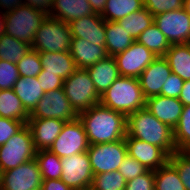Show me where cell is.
<instances>
[{
    "instance_id": "cell-51",
    "label": "cell",
    "mask_w": 190,
    "mask_h": 190,
    "mask_svg": "<svg viewBox=\"0 0 190 190\" xmlns=\"http://www.w3.org/2000/svg\"><path fill=\"white\" fill-rule=\"evenodd\" d=\"M183 9L190 15V0H183Z\"/></svg>"
},
{
    "instance_id": "cell-28",
    "label": "cell",
    "mask_w": 190,
    "mask_h": 190,
    "mask_svg": "<svg viewBox=\"0 0 190 190\" xmlns=\"http://www.w3.org/2000/svg\"><path fill=\"white\" fill-rule=\"evenodd\" d=\"M142 8L143 0H107L100 15L105 21H118Z\"/></svg>"
},
{
    "instance_id": "cell-48",
    "label": "cell",
    "mask_w": 190,
    "mask_h": 190,
    "mask_svg": "<svg viewBox=\"0 0 190 190\" xmlns=\"http://www.w3.org/2000/svg\"><path fill=\"white\" fill-rule=\"evenodd\" d=\"M179 101L183 106L190 105V80L184 81L182 91L180 92Z\"/></svg>"
},
{
    "instance_id": "cell-12",
    "label": "cell",
    "mask_w": 190,
    "mask_h": 190,
    "mask_svg": "<svg viewBox=\"0 0 190 190\" xmlns=\"http://www.w3.org/2000/svg\"><path fill=\"white\" fill-rule=\"evenodd\" d=\"M1 190H40L42 177L36 159L1 172Z\"/></svg>"
},
{
    "instance_id": "cell-21",
    "label": "cell",
    "mask_w": 190,
    "mask_h": 190,
    "mask_svg": "<svg viewBox=\"0 0 190 190\" xmlns=\"http://www.w3.org/2000/svg\"><path fill=\"white\" fill-rule=\"evenodd\" d=\"M86 69L99 96L120 76L114 56H107Z\"/></svg>"
},
{
    "instance_id": "cell-25",
    "label": "cell",
    "mask_w": 190,
    "mask_h": 190,
    "mask_svg": "<svg viewBox=\"0 0 190 190\" xmlns=\"http://www.w3.org/2000/svg\"><path fill=\"white\" fill-rule=\"evenodd\" d=\"M164 58L173 74L184 81L190 80V43L171 44Z\"/></svg>"
},
{
    "instance_id": "cell-32",
    "label": "cell",
    "mask_w": 190,
    "mask_h": 190,
    "mask_svg": "<svg viewBox=\"0 0 190 190\" xmlns=\"http://www.w3.org/2000/svg\"><path fill=\"white\" fill-rule=\"evenodd\" d=\"M155 190H186L176 168L168 161L154 171Z\"/></svg>"
},
{
    "instance_id": "cell-7",
    "label": "cell",
    "mask_w": 190,
    "mask_h": 190,
    "mask_svg": "<svg viewBox=\"0 0 190 190\" xmlns=\"http://www.w3.org/2000/svg\"><path fill=\"white\" fill-rule=\"evenodd\" d=\"M36 152L31 131L25 124L4 145L0 146V172L16 168L34 159Z\"/></svg>"
},
{
    "instance_id": "cell-42",
    "label": "cell",
    "mask_w": 190,
    "mask_h": 190,
    "mask_svg": "<svg viewBox=\"0 0 190 190\" xmlns=\"http://www.w3.org/2000/svg\"><path fill=\"white\" fill-rule=\"evenodd\" d=\"M24 125L21 121L0 117V146L4 145Z\"/></svg>"
},
{
    "instance_id": "cell-36",
    "label": "cell",
    "mask_w": 190,
    "mask_h": 190,
    "mask_svg": "<svg viewBox=\"0 0 190 190\" xmlns=\"http://www.w3.org/2000/svg\"><path fill=\"white\" fill-rule=\"evenodd\" d=\"M16 65L22 77H37L43 69L39 52L32 49Z\"/></svg>"
},
{
    "instance_id": "cell-24",
    "label": "cell",
    "mask_w": 190,
    "mask_h": 190,
    "mask_svg": "<svg viewBox=\"0 0 190 190\" xmlns=\"http://www.w3.org/2000/svg\"><path fill=\"white\" fill-rule=\"evenodd\" d=\"M14 93L21 100L25 110L30 114L44 96L37 77H22L13 86Z\"/></svg>"
},
{
    "instance_id": "cell-13",
    "label": "cell",
    "mask_w": 190,
    "mask_h": 190,
    "mask_svg": "<svg viewBox=\"0 0 190 190\" xmlns=\"http://www.w3.org/2000/svg\"><path fill=\"white\" fill-rule=\"evenodd\" d=\"M154 23L170 44L190 43V15L183 8L154 16Z\"/></svg>"
},
{
    "instance_id": "cell-47",
    "label": "cell",
    "mask_w": 190,
    "mask_h": 190,
    "mask_svg": "<svg viewBox=\"0 0 190 190\" xmlns=\"http://www.w3.org/2000/svg\"><path fill=\"white\" fill-rule=\"evenodd\" d=\"M24 4L25 0H0V11L6 13Z\"/></svg>"
},
{
    "instance_id": "cell-38",
    "label": "cell",
    "mask_w": 190,
    "mask_h": 190,
    "mask_svg": "<svg viewBox=\"0 0 190 190\" xmlns=\"http://www.w3.org/2000/svg\"><path fill=\"white\" fill-rule=\"evenodd\" d=\"M19 78L17 65L0 59V90L13 89Z\"/></svg>"
},
{
    "instance_id": "cell-9",
    "label": "cell",
    "mask_w": 190,
    "mask_h": 190,
    "mask_svg": "<svg viewBox=\"0 0 190 190\" xmlns=\"http://www.w3.org/2000/svg\"><path fill=\"white\" fill-rule=\"evenodd\" d=\"M89 142L80 119L65 122L62 131L48 149L59 158L87 152Z\"/></svg>"
},
{
    "instance_id": "cell-19",
    "label": "cell",
    "mask_w": 190,
    "mask_h": 190,
    "mask_svg": "<svg viewBox=\"0 0 190 190\" xmlns=\"http://www.w3.org/2000/svg\"><path fill=\"white\" fill-rule=\"evenodd\" d=\"M65 121L55 118L29 119L27 125L31 131L34 147L38 150H48L59 136Z\"/></svg>"
},
{
    "instance_id": "cell-31",
    "label": "cell",
    "mask_w": 190,
    "mask_h": 190,
    "mask_svg": "<svg viewBox=\"0 0 190 190\" xmlns=\"http://www.w3.org/2000/svg\"><path fill=\"white\" fill-rule=\"evenodd\" d=\"M136 41L143 44L157 56H164L171 46L165 35L159 30L155 23L143 31Z\"/></svg>"
},
{
    "instance_id": "cell-18",
    "label": "cell",
    "mask_w": 190,
    "mask_h": 190,
    "mask_svg": "<svg viewBox=\"0 0 190 190\" xmlns=\"http://www.w3.org/2000/svg\"><path fill=\"white\" fill-rule=\"evenodd\" d=\"M145 108L158 120L174 129L182 114L183 104L179 98L156 95L146 99Z\"/></svg>"
},
{
    "instance_id": "cell-52",
    "label": "cell",
    "mask_w": 190,
    "mask_h": 190,
    "mask_svg": "<svg viewBox=\"0 0 190 190\" xmlns=\"http://www.w3.org/2000/svg\"><path fill=\"white\" fill-rule=\"evenodd\" d=\"M185 153H187L189 156H190V146L187 147L185 150H184Z\"/></svg>"
},
{
    "instance_id": "cell-43",
    "label": "cell",
    "mask_w": 190,
    "mask_h": 190,
    "mask_svg": "<svg viewBox=\"0 0 190 190\" xmlns=\"http://www.w3.org/2000/svg\"><path fill=\"white\" fill-rule=\"evenodd\" d=\"M184 80L176 74H171L161 89V95L171 98H179L182 91Z\"/></svg>"
},
{
    "instance_id": "cell-4",
    "label": "cell",
    "mask_w": 190,
    "mask_h": 190,
    "mask_svg": "<svg viewBox=\"0 0 190 190\" xmlns=\"http://www.w3.org/2000/svg\"><path fill=\"white\" fill-rule=\"evenodd\" d=\"M48 15L28 5H21L4 15V33L32 45L35 32Z\"/></svg>"
},
{
    "instance_id": "cell-35",
    "label": "cell",
    "mask_w": 190,
    "mask_h": 190,
    "mask_svg": "<svg viewBox=\"0 0 190 190\" xmlns=\"http://www.w3.org/2000/svg\"><path fill=\"white\" fill-rule=\"evenodd\" d=\"M126 180L120 172H104L94 175L91 185L92 190H125Z\"/></svg>"
},
{
    "instance_id": "cell-37",
    "label": "cell",
    "mask_w": 190,
    "mask_h": 190,
    "mask_svg": "<svg viewBox=\"0 0 190 190\" xmlns=\"http://www.w3.org/2000/svg\"><path fill=\"white\" fill-rule=\"evenodd\" d=\"M169 162L176 168L186 190H190V156L184 151H176L169 156Z\"/></svg>"
},
{
    "instance_id": "cell-27",
    "label": "cell",
    "mask_w": 190,
    "mask_h": 190,
    "mask_svg": "<svg viewBox=\"0 0 190 190\" xmlns=\"http://www.w3.org/2000/svg\"><path fill=\"white\" fill-rule=\"evenodd\" d=\"M0 117L18 120L27 124L29 113L13 89L0 90Z\"/></svg>"
},
{
    "instance_id": "cell-22",
    "label": "cell",
    "mask_w": 190,
    "mask_h": 190,
    "mask_svg": "<svg viewBox=\"0 0 190 190\" xmlns=\"http://www.w3.org/2000/svg\"><path fill=\"white\" fill-rule=\"evenodd\" d=\"M39 57L45 73L58 75L64 80L77 69L69 51L40 52Z\"/></svg>"
},
{
    "instance_id": "cell-8",
    "label": "cell",
    "mask_w": 190,
    "mask_h": 190,
    "mask_svg": "<svg viewBox=\"0 0 190 190\" xmlns=\"http://www.w3.org/2000/svg\"><path fill=\"white\" fill-rule=\"evenodd\" d=\"M87 154L94 175L117 171L128 155L125 138L110 143L89 145Z\"/></svg>"
},
{
    "instance_id": "cell-34",
    "label": "cell",
    "mask_w": 190,
    "mask_h": 190,
    "mask_svg": "<svg viewBox=\"0 0 190 190\" xmlns=\"http://www.w3.org/2000/svg\"><path fill=\"white\" fill-rule=\"evenodd\" d=\"M173 137L177 151H184L190 146V105L183 106L179 122L173 129Z\"/></svg>"
},
{
    "instance_id": "cell-39",
    "label": "cell",
    "mask_w": 190,
    "mask_h": 190,
    "mask_svg": "<svg viewBox=\"0 0 190 190\" xmlns=\"http://www.w3.org/2000/svg\"><path fill=\"white\" fill-rule=\"evenodd\" d=\"M146 8L153 16L183 8V0H143Z\"/></svg>"
},
{
    "instance_id": "cell-6",
    "label": "cell",
    "mask_w": 190,
    "mask_h": 190,
    "mask_svg": "<svg viewBox=\"0 0 190 190\" xmlns=\"http://www.w3.org/2000/svg\"><path fill=\"white\" fill-rule=\"evenodd\" d=\"M63 88L70 105L77 114L100 103V96L87 69L77 68L64 80Z\"/></svg>"
},
{
    "instance_id": "cell-44",
    "label": "cell",
    "mask_w": 190,
    "mask_h": 190,
    "mask_svg": "<svg viewBox=\"0 0 190 190\" xmlns=\"http://www.w3.org/2000/svg\"><path fill=\"white\" fill-rule=\"evenodd\" d=\"M37 78L44 93L58 88H63L64 79L55 74L45 73L43 69L38 74Z\"/></svg>"
},
{
    "instance_id": "cell-11",
    "label": "cell",
    "mask_w": 190,
    "mask_h": 190,
    "mask_svg": "<svg viewBox=\"0 0 190 190\" xmlns=\"http://www.w3.org/2000/svg\"><path fill=\"white\" fill-rule=\"evenodd\" d=\"M61 180L72 190H86L91 188L93 170L87 152L61 158Z\"/></svg>"
},
{
    "instance_id": "cell-30",
    "label": "cell",
    "mask_w": 190,
    "mask_h": 190,
    "mask_svg": "<svg viewBox=\"0 0 190 190\" xmlns=\"http://www.w3.org/2000/svg\"><path fill=\"white\" fill-rule=\"evenodd\" d=\"M135 40L154 23V16L146 9L135 11L117 21Z\"/></svg>"
},
{
    "instance_id": "cell-10",
    "label": "cell",
    "mask_w": 190,
    "mask_h": 190,
    "mask_svg": "<svg viewBox=\"0 0 190 190\" xmlns=\"http://www.w3.org/2000/svg\"><path fill=\"white\" fill-rule=\"evenodd\" d=\"M77 117L78 114L70 105L64 88L45 92L42 99L29 114V119L55 118L65 122L72 121Z\"/></svg>"
},
{
    "instance_id": "cell-33",
    "label": "cell",
    "mask_w": 190,
    "mask_h": 190,
    "mask_svg": "<svg viewBox=\"0 0 190 190\" xmlns=\"http://www.w3.org/2000/svg\"><path fill=\"white\" fill-rule=\"evenodd\" d=\"M35 159L39 164L42 180L61 178V158L56 154H53L49 150H38Z\"/></svg>"
},
{
    "instance_id": "cell-53",
    "label": "cell",
    "mask_w": 190,
    "mask_h": 190,
    "mask_svg": "<svg viewBox=\"0 0 190 190\" xmlns=\"http://www.w3.org/2000/svg\"><path fill=\"white\" fill-rule=\"evenodd\" d=\"M1 183H2V180H1V172H0V190H1Z\"/></svg>"
},
{
    "instance_id": "cell-29",
    "label": "cell",
    "mask_w": 190,
    "mask_h": 190,
    "mask_svg": "<svg viewBox=\"0 0 190 190\" xmlns=\"http://www.w3.org/2000/svg\"><path fill=\"white\" fill-rule=\"evenodd\" d=\"M31 46L25 42L2 33L0 35V59L17 64L29 51Z\"/></svg>"
},
{
    "instance_id": "cell-41",
    "label": "cell",
    "mask_w": 190,
    "mask_h": 190,
    "mask_svg": "<svg viewBox=\"0 0 190 190\" xmlns=\"http://www.w3.org/2000/svg\"><path fill=\"white\" fill-rule=\"evenodd\" d=\"M125 190H155L154 171L146 173L126 182Z\"/></svg>"
},
{
    "instance_id": "cell-16",
    "label": "cell",
    "mask_w": 190,
    "mask_h": 190,
    "mask_svg": "<svg viewBox=\"0 0 190 190\" xmlns=\"http://www.w3.org/2000/svg\"><path fill=\"white\" fill-rule=\"evenodd\" d=\"M171 74L172 71L167 60L164 56H158L138 77L144 97L147 99L161 95L162 86Z\"/></svg>"
},
{
    "instance_id": "cell-50",
    "label": "cell",
    "mask_w": 190,
    "mask_h": 190,
    "mask_svg": "<svg viewBox=\"0 0 190 190\" xmlns=\"http://www.w3.org/2000/svg\"><path fill=\"white\" fill-rule=\"evenodd\" d=\"M4 15L5 13L0 11V35L4 33V29H5Z\"/></svg>"
},
{
    "instance_id": "cell-49",
    "label": "cell",
    "mask_w": 190,
    "mask_h": 190,
    "mask_svg": "<svg viewBox=\"0 0 190 190\" xmlns=\"http://www.w3.org/2000/svg\"><path fill=\"white\" fill-rule=\"evenodd\" d=\"M94 13L101 14L107 0H88Z\"/></svg>"
},
{
    "instance_id": "cell-15",
    "label": "cell",
    "mask_w": 190,
    "mask_h": 190,
    "mask_svg": "<svg viewBox=\"0 0 190 190\" xmlns=\"http://www.w3.org/2000/svg\"><path fill=\"white\" fill-rule=\"evenodd\" d=\"M127 154L143 164L148 170L155 171L169 161V155L160 147L149 144L129 135L125 136Z\"/></svg>"
},
{
    "instance_id": "cell-40",
    "label": "cell",
    "mask_w": 190,
    "mask_h": 190,
    "mask_svg": "<svg viewBox=\"0 0 190 190\" xmlns=\"http://www.w3.org/2000/svg\"><path fill=\"white\" fill-rule=\"evenodd\" d=\"M118 171L128 181L146 173L148 169L135 158L127 155L119 166Z\"/></svg>"
},
{
    "instance_id": "cell-2",
    "label": "cell",
    "mask_w": 190,
    "mask_h": 190,
    "mask_svg": "<svg viewBox=\"0 0 190 190\" xmlns=\"http://www.w3.org/2000/svg\"><path fill=\"white\" fill-rule=\"evenodd\" d=\"M126 135L162 148L169 156L176 152L173 129L158 120L146 108L127 116Z\"/></svg>"
},
{
    "instance_id": "cell-5",
    "label": "cell",
    "mask_w": 190,
    "mask_h": 190,
    "mask_svg": "<svg viewBox=\"0 0 190 190\" xmlns=\"http://www.w3.org/2000/svg\"><path fill=\"white\" fill-rule=\"evenodd\" d=\"M71 40L69 24L47 16L35 32L31 49L39 53L69 51Z\"/></svg>"
},
{
    "instance_id": "cell-46",
    "label": "cell",
    "mask_w": 190,
    "mask_h": 190,
    "mask_svg": "<svg viewBox=\"0 0 190 190\" xmlns=\"http://www.w3.org/2000/svg\"><path fill=\"white\" fill-rule=\"evenodd\" d=\"M40 190H72L61 179L42 180Z\"/></svg>"
},
{
    "instance_id": "cell-17",
    "label": "cell",
    "mask_w": 190,
    "mask_h": 190,
    "mask_svg": "<svg viewBox=\"0 0 190 190\" xmlns=\"http://www.w3.org/2000/svg\"><path fill=\"white\" fill-rule=\"evenodd\" d=\"M69 24L72 38L85 39L97 46H105V20L94 13L71 21Z\"/></svg>"
},
{
    "instance_id": "cell-3",
    "label": "cell",
    "mask_w": 190,
    "mask_h": 190,
    "mask_svg": "<svg viewBox=\"0 0 190 190\" xmlns=\"http://www.w3.org/2000/svg\"><path fill=\"white\" fill-rule=\"evenodd\" d=\"M100 104L127 117L129 114L145 108L146 98L138 78L119 76L100 96Z\"/></svg>"
},
{
    "instance_id": "cell-20",
    "label": "cell",
    "mask_w": 190,
    "mask_h": 190,
    "mask_svg": "<svg viewBox=\"0 0 190 190\" xmlns=\"http://www.w3.org/2000/svg\"><path fill=\"white\" fill-rule=\"evenodd\" d=\"M69 53L77 68L86 69L108 56L105 46H97L85 39L72 38Z\"/></svg>"
},
{
    "instance_id": "cell-45",
    "label": "cell",
    "mask_w": 190,
    "mask_h": 190,
    "mask_svg": "<svg viewBox=\"0 0 190 190\" xmlns=\"http://www.w3.org/2000/svg\"><path fill=\"white\" fill-rule=\"evenodd\" d=\"M54 0H25V5L38 9L47 15L50 14Z\"/></svg>"
},
{
    "instance_id": "cell-23",
    "label": "cell",
    "mask_w": 190,
    "mask_h": 190,
    "mask_svg": "<svg viewBox=\"0 0 190 190\" xmlns=\"http://www.w3.org/2000/svg\"><path fill=\"white\" fill-rule=\"evenodd\" d=\"M94 14L88 0H54L52 10L48 16L70 23Z\"/></svg>"
},
{
    "instance_id": "cell-14",
    "label": "cell",
    "mask_w": 190,
    "mask_h": 190,
    "mask_svg": "<svg viewBox=\"0 0 190 190\" xmlns=\"http://www.w3.org/2000/svg\"><path fill=\"white\" fill-rule=\"evenodd\" d=\"M157 57L136 40L125 51L114 56L120 76L134 78H138Z\"/></svg>"
},
{
    "instance_id": "cell-26",
    "label": "cell",
    "mask_w": 190,
    "mask_h": 190,
    "mask_svg": "<svg viewBox=\"0 0 190 190\" xmlns=\"http://www.w3.org/2000/svg\"><path fill=\"white\" fill-rule=\"evenodd\" d=\"M105 34V48L108 56H115L125 51L135 41L117 21H105Z\"/></svg>"
},
{
    "instance_id": "cell-1",
    "label": "cell",
    "mask_w": 190,
    "mask_h": 190,
    "mask_svg": "<svg viewBox=\"0 0 190 190\" xmlns=\"http://www.w3.org/2000/svg\"><path fill=\"white\" fill-rule=\"evenodd\" d=\"M90 145L122 140L126 136L127 117L100 103L78 114Z\"/></svg>"
}]
</instances>
